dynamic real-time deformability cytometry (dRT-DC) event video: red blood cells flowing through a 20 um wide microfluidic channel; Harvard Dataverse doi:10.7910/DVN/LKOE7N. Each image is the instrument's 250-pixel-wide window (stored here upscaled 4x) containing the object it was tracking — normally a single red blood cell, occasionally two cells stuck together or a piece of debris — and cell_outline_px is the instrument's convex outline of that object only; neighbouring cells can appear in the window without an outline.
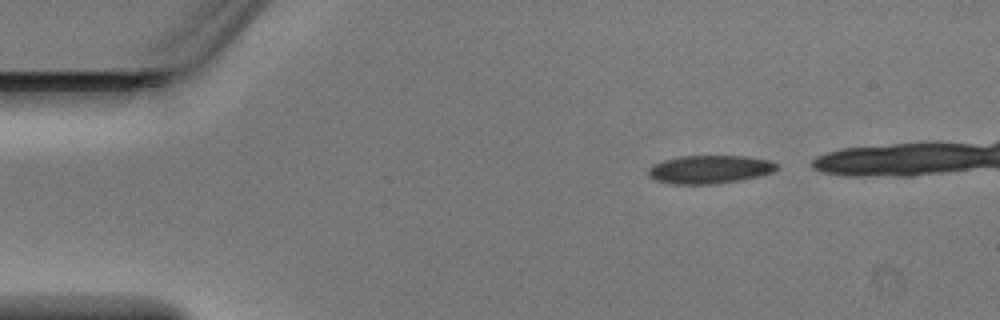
{"species": "Egyptian fruit bat (a non-hibernating species)", "species_latin": "Rousettus aegyptiacus", "temperature_condition": "warm", "stored_images_in_passage": 4, "camera_frame_rate_fps": 3000, "um_per_image_px": 0.085, "animal": {"sex": "male"}, "frame": {"image": 1, "passage_image": 1, "time_ms": 0.0, "image_size_px": [1000, 320], "cell_outline_px": [[780, 168], [772, 172], [760, 176], [740, 180], [716, 184], [672, 184], [656, 180], [648, 176], [648, 168], [664, 160], [680, 156], [748, 156], [772, 160]], "centroid_in_image_um": [60.36, 14.4], "position_along_channel_um": 24.6, "area_um2": 21.27}}